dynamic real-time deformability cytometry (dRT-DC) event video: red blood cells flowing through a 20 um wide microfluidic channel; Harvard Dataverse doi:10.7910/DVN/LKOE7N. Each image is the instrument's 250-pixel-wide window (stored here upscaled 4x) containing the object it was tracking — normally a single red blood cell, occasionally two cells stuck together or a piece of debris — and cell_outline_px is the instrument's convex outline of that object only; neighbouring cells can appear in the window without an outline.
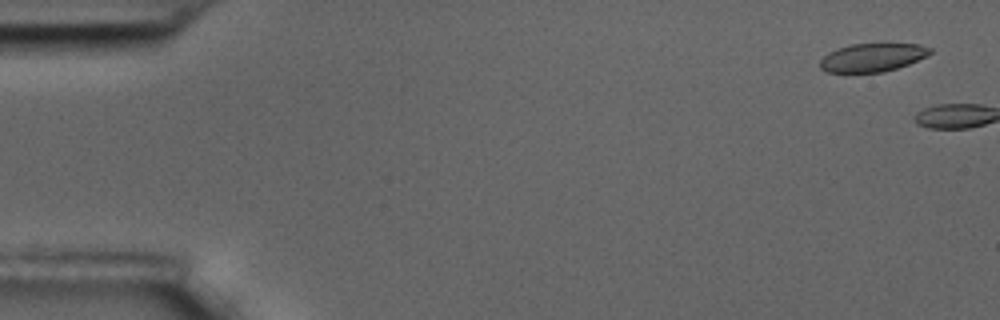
{"species": "common noctule bat (a hibernating species)", "species_latin": "Nyctalus noctula", "temperature_condition": "room temperature", "stored_images_in_passage": 5, "camera_frame_rate_fps": 3000, "um_per_image_px": 0.085, "animal": {"sex": "male", "body_mass_g": 17.5, "forearm_length_mm": 52.3}, "frame": {"image": 1, "passage_image": 3, "time_ms": 0.667, "image_size_px": [1000, 320], "cell_outline_px": [[932, 52], [908, 64], [884, 72], [828, 72], [820, 68], [820, 60], [828, 52], [836, 48], [852, 44], [920, 44], [932, 48]], "centroid_in_image_um": [74.13, 4.88], "position_along_channel_um": 10.9, "area_um2": 17.98}}